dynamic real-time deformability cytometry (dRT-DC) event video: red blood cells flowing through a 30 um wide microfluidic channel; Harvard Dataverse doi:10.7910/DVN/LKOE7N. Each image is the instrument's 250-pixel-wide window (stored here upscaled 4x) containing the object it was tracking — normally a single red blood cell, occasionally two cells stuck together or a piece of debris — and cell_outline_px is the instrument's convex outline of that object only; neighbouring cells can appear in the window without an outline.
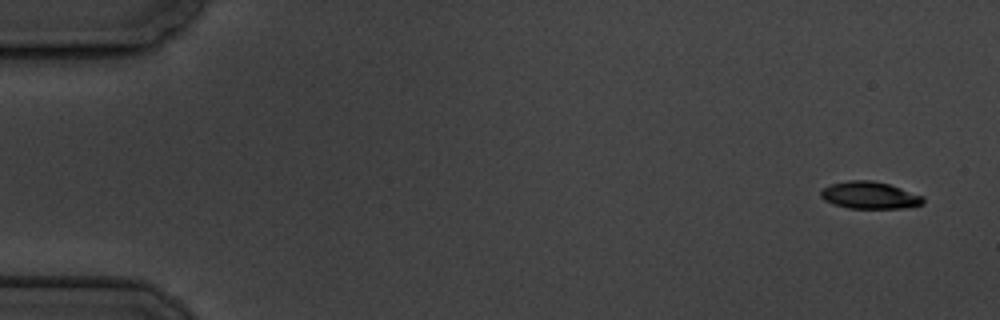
{"species": "common noctule bat (a hibernating species)", "species_latin": "Nyctalus noctula", "temperature_condition": "cold", "stored_images_in_passage": 9, "camera_frame_rate_fps": 3000, "um_per_image_px": 0.085, "animal": {"sex": "male", "body_mass_g": 19.5, "forearm_length_mm": 54.6}, "frame": {"image": 1, "passage_image": 1, "time_ms": 0.0, "image_size_px": [1000, 320], "cell_outline_px": [[924, 204], [904, 208], [848, 208], [832, 204], [824, 200], [820, 196], [820, 192], [824, 188], [832, 184], [848, 180], [872, 180], [888, 184], [924, 196]], "centroid_in_image_um": [73.92, 16.6], "position_along_channel_um": 11.1, "area_um2": 16.18}}
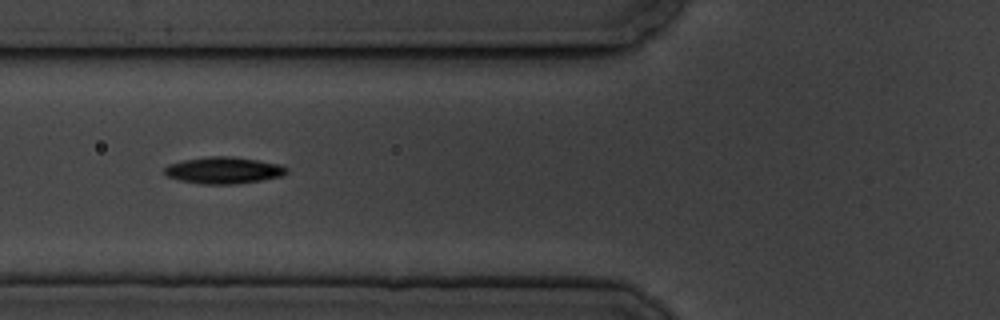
{"frame": {"image": 2, "passage_image": 6, "time_ms": 6.667, "image_size_px": [1000, 320], "cell_outline_px": [[288, 172], [280, 176], [260, 180], [232, 184], [200, 184], [180, 180], [168, 176], [164, 172], [164, 168], [168, 164], [184, 160], [208, 156], [232, 156], [280, 164], [288, 168]], "centroid_in_image_um": [18.99, 14.47], "position_along_channel_um": 106.8, "area_um2": 18.84}}
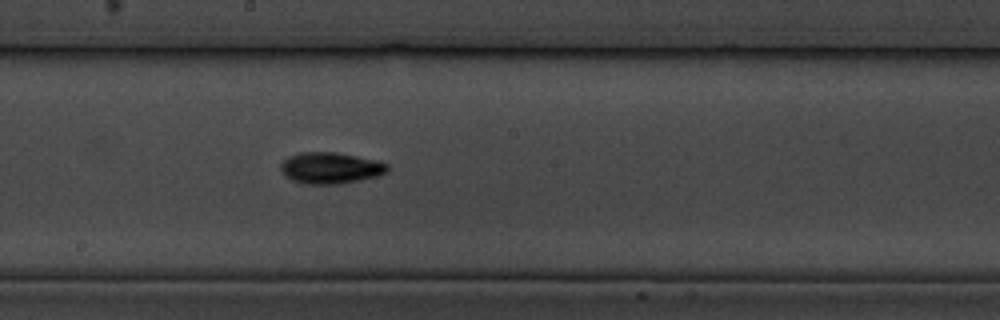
{"frame": {"image": 3, "passage_image": 9, "time_ms": 10.0, "image_size_px": [1000, 320], "cell_outline_px": [[388, 168], [384, 172], [376, 176], [336, 184], [304, 184], [292, 180], [284, 176], [280, 168], [280, 164], [288, 156], [300, 152], [336, 152], [380, 160], [388, 164]], "centroid_in_image_um": [28.05, 14.26], "position_along_channel_um": 220.2, "area_um2": 19.48}}